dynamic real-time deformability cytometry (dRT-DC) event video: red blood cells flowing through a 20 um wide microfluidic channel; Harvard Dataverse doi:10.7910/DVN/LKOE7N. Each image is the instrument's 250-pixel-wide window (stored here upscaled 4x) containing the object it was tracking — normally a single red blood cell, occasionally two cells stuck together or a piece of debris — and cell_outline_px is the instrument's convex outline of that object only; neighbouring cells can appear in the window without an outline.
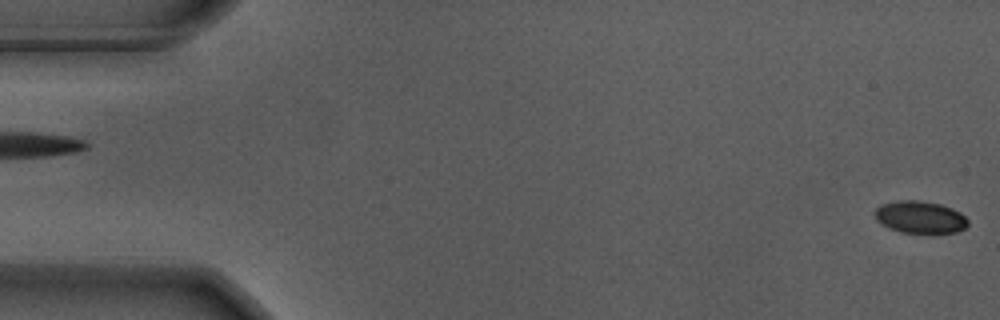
{"species": "Egyptian fruit bat (a non-hibernating species)", "species_latin": "Rousettus aegyptiacus", "temperature_condition": "warm", "stored_images_in_passage": 55, "camera_frame_rate_fps": 3000, "um_per_image_px": 0.085, "animal": {"sex": "male"}, "frame": {"image": 1, "passage_image": 1, "time_ms": 0.0, "image_size_px": [1000, 320], "cell_outline_px": [[968, 224], [964, 228], [956, 232], [932, 236], [900, 232], [888, 228], [880, 224], [876, 220], [876, 208], [880, 204], [896, 200], [920, 200], [940, 204], [952, 208], [960, 212], [968, 220]], "centroid_in_image_um": [78.21, 18.5], "position_along_channel_um": 6.8, "area_um2": 18.26}}
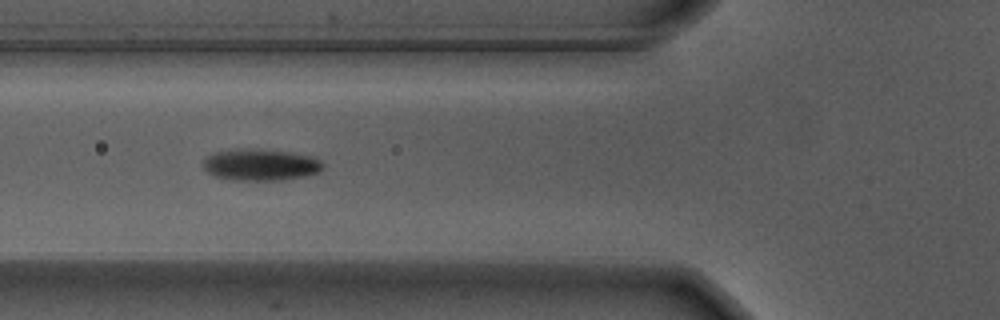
{"frame": {"image": 2, "passage_image": 21, "time_ms": 6.667, "image_size_px": [1000, 320], "cell_outline_px": [[324, 168], [320, 172], [304, 176], [280, 180], [232, 180], [216, 176], [208, 172], [204, 168], [204, 156], [212, 152], [240, 148], [292, 152], [312, 156], [320, 160], [324, 164]], "centroid_in_image_um": [22.15, 13.99], "position_along_channel_um": 103.7, "area_um2": 22.2}}
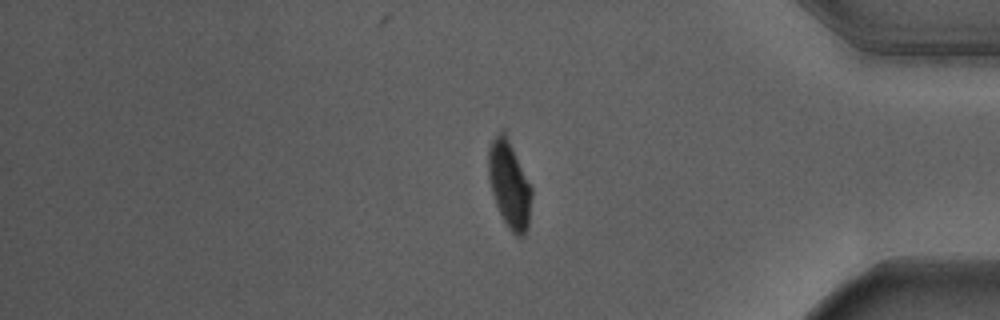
{"frame": {"image": 3, "passage_image": 47, "time_ms": 15.333, "image_size_px": [1000, 320], "cell_outline_px": [[532, 196], [528, 228], [524, 236], [516, 236], [508, 228], [496, 204], [492, 192], [488, 176], [488, 152], [492, 140], [504, 128], [508, 136], [532, 188]], "centroid_in_image_um": [43.31, 15.68], "position_along_channel_um": 391.9, "area_um2": 21.91}}